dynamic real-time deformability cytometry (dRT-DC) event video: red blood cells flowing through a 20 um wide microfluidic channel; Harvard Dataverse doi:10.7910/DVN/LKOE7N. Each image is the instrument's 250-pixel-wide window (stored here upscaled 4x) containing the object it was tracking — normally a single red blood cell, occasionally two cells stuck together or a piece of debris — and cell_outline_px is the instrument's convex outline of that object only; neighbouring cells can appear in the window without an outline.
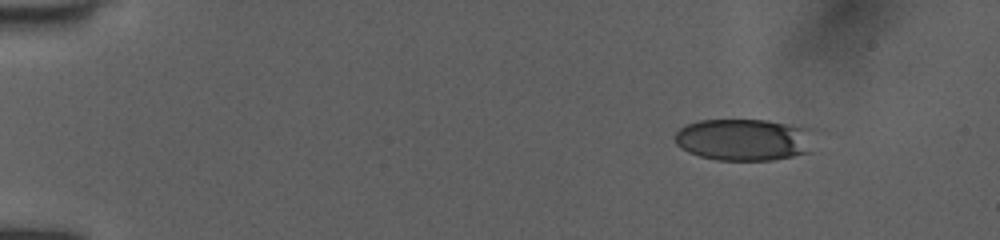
{"species": "human", "species_latin": "Homo sapiens", "temperature_condition": "room temperature", "stored_images_in_passage": 46, "camera_frame_rate_fps": 3000, "um_per_image_px": 0.085, "donor": {"sex": "female"}, "frame": {"image": 1, "passage_image": 1, "time_ms": 0.0, "image_size_px": [1000, 240], "cell_outline_px": [[824, 132], [812, 152], [772, 160], [716, 160], [700, 156], [688, 152], [680, 148], [676, 144], [672, 136], [684, 124], [700, 120], [768, 120], [824, 128]], "centroid_in_image_um": [63.49, 11.84], "position_along_channel_um": 21.5, "area_um2": 36.18}}
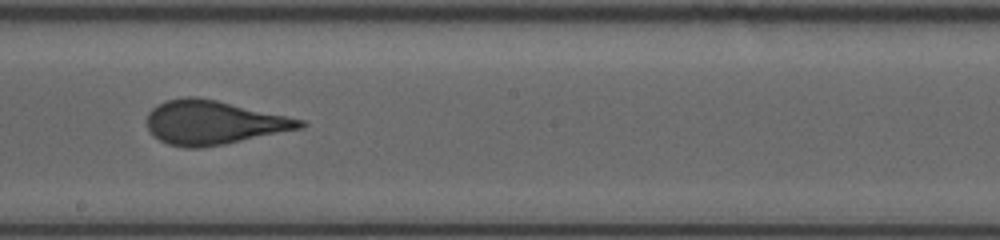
{"frame": {"image": 2, "passage_image": 25, "time_ms": 8.0, "image_size_px": [1000, 240], "cell_outline_px": [[308, 124], [304, 128], [224, 144], [200, 148], [188, 148], [168, 144], [152, 136], [148, 128], [148, 112], [156, 104], [168, 100], [184, 96], [196, 96], [216, 100], [304, 120]], "centroid_in_image_um": [18.14, 10.41], "position_along_channel_um": 230.1, "area_um2": 39.13}}
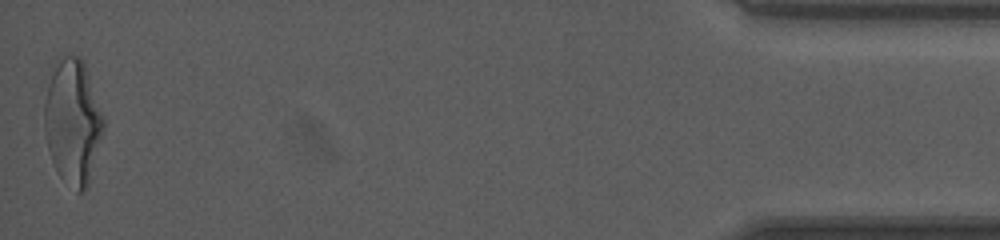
{"frame": {"image": 3, "passage_image": 46, "time_ms": 15.0, "image_size_px": [1000, 240], "cell_outline_px": [[104, 128], [88, 184], [80, 192], [76, 192], [60, 176], [52, 160], [48, 148], [44, 132], [44, 104], [48, 84], [60, 60], [64, 56], [80, 56], [84, 64], [104, 116]], "centroid_in_image_um": [6.19, 10.38], "position_along_channel_um": 429.0, "area_um2": 42.08}, "authors_computed_cell_mechanics": {"area_um2": 38.8994, "velocity_mm_per_s": 4.0183, "shape_relaxation_time_tau1_ms": 4.3559, "shape_relaxation_time_tau2_ms": 0.7015, "deformation_change_tau1": 0.1813, "deformation_change_tau2": 0.0886}}